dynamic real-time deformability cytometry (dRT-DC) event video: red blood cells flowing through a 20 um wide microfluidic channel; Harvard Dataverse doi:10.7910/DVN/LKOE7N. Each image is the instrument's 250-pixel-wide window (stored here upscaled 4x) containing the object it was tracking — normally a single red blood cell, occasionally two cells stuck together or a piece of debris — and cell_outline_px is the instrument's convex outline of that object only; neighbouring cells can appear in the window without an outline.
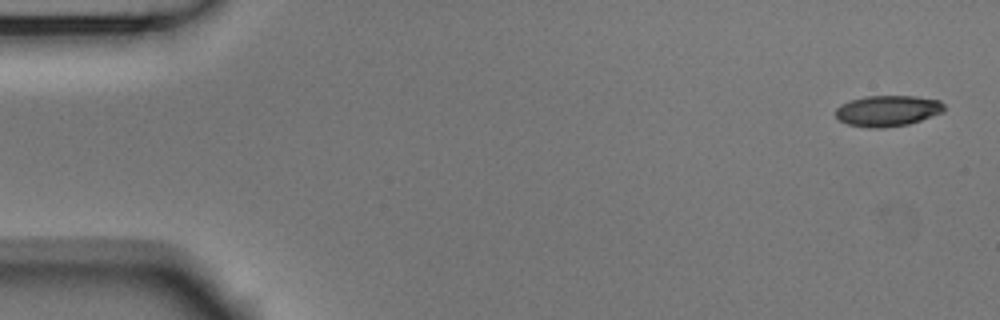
{"species": "Egyptian fruit bat (a non-hibernating species)", "species_latin": "Rousettus aegyptiacus", "temperature_condition": "room temperature", "stored_images_in_passage": 53, "camera_frame_rate_fps": 3000, "um_per_image_px": 0.085, "animal": {"sex": "male"}, "frame": {"image": 1, "passage_image": 1, "time_ms": 0.0, "image_size_px": [1000, 320], "cell_outline_px": [[944, 112], [908, 124], [884, 128], [868, 128], [848, 124], [840, 120], [836, 116], [836, 108], [840, 104], [864, 96], [916, 96], [940, 100], [944, 104]], "centroid_in_image_um": [75.46, 9.41], "position_along_channel_um": 9.5, "area_um2": 19.59}}
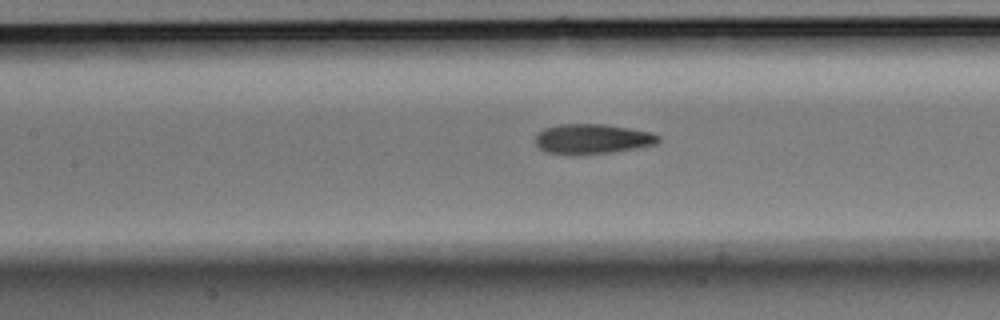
{"frame": {"image": 2, "passage_image": 23, "time_ms": 7.333, "image_size_px": [1000, 320], "cell_outline_px": [[660, 140], [656, 144], [608, 152], [548, 152], [540, 148], [536, 144], [536, 132], [544, 128], [560, 124], [604, 124], [652, 132], [660, 136]], "centroid_in_image_um": [50.36, 11.75], "position_along_channel_um": 157.0, "area_um2": 20.58}}
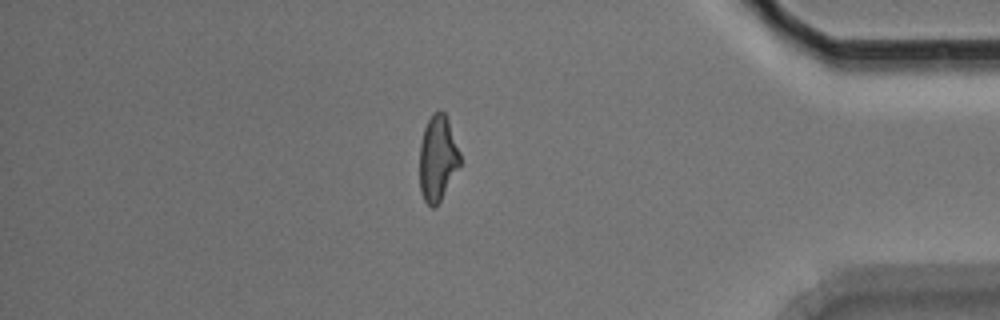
{"frame": {"image": 3, "passage_image": 45, "time_ms": 14.667, "image_size_px": [1000, 320], "cell_outline_px": [[460, 164], [440, 200], [432, 208], [424, 200], [420, 188], [420, 144], [424, 128], [432, 112], [440, 108], [444, 112], [448, 120], [460, 152]], "centroid_in_image_um": [37.19, 13.39], "position_along_channel_um": 398.0, "area_um2": 19.94}, "authors_computed_cell_mechanics": {"area_um2": 20.8658, "velocity_mm_per_s": 3.7496, "shape_relaxation_time_tau1_ms": 6.2692, "shape_relaxation_time_tau2_ms": 2.18, "deformation_change_tau1": 0.1724, "deformation_change_tau2": 0.0897}}